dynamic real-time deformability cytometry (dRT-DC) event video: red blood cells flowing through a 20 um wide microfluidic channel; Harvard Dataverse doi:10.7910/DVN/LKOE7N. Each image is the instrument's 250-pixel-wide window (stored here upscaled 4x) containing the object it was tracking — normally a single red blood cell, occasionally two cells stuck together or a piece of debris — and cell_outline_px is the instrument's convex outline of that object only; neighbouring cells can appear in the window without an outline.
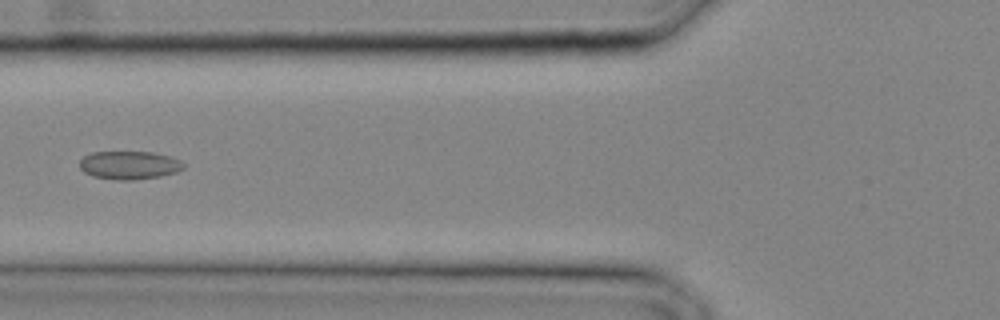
{"species": "common noctule bat (a hibernating species)", "species_latin": "Nyctalus noctula", "temperature_condition": "cold", "stored_images_in_passage": 13, "camera_frame_rate_fps": 3000, "um_per_image_px": 0.085, "animal": {"sex": "male", "body_mass_g": 20.4}, "frame": {"image": 1, "passage_image": 6, "time_ms": 1.667, "image_size_px": [1000, 320], "cell_outline_px": [[184, 168], [176, 172], [160, 176], [132, 180], [116, 180], [92, 176], [84, 172], [80, 168], [80, 160], [84, 156], [92, 152], [152, 152], [168, 156], [180, 160], [184, 164]], "centroid_in_image_um": [10.97, 14.04], "position_along_channel_um": 114.8, "area_um2": 17.05}}
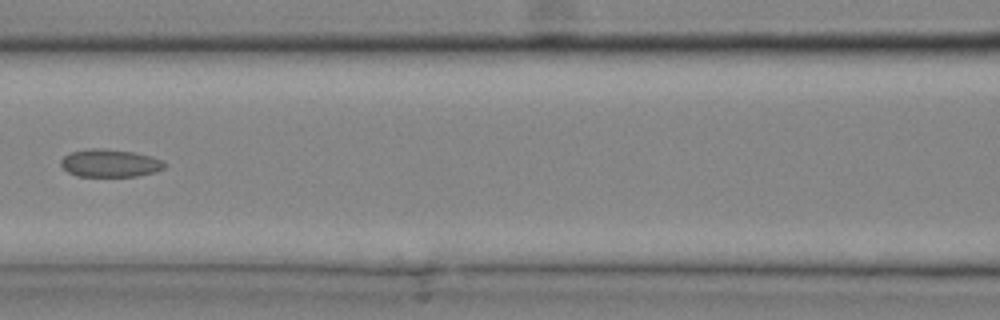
{"frame": {"image": 2, "passage_image": 8, "time_ms": 2.333, "image_size_px": [1000, 320], "cell_outline_px": [[168, 164], [164, 168], [156, 172], [136, 176], [76, 176], [68, 172], [60, 164], [60, 160], [64, 156], [72, 152], [88, 148], [104, 148], [132, 152], [152, 156], [164, 160]], "centroid_in_image_um": [9.38, 13.86], "position_along_channel_um": 157.2, "area_um2": 16.94}}